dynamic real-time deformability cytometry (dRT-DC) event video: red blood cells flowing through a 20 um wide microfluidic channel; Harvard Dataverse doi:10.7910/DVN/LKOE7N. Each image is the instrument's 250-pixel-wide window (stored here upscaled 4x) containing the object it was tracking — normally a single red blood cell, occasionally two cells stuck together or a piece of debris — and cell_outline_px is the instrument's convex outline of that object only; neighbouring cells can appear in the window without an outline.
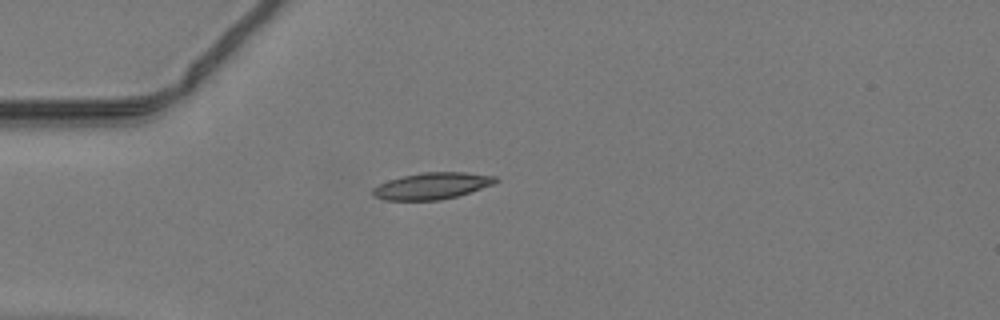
{"species": "common noctule bat (a hibernating species)", "species_latin": "Nyctalus noctula", "temperature_condition": "warm", "stored_images_in_passage": 35, "camera_frame_rate_fps": 3000, "um_per_image_px": 0.085, "animal": {"sex": "male", "body_mass_g": 19.2, "forearm_length_mm": 51.8}, "frame": {"image": 1, "passage_image": 1, "time_ms": 0.0, "image_size_px": [1000, 320], "cell_outline_px": [[500, 180], [492, 184], [456, 196], [440, 200], [384, 200], [372, 196], [372, 188], [388, 180], [420, 172], [464, 172], [496, 176]], "centroid_in_image_um": [36.68, 15.8], "position_along_channel_um": 48.3, "area_um2": 18.9}}
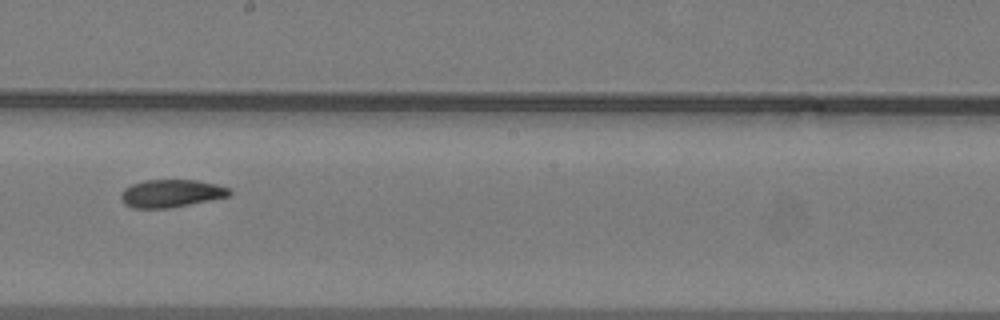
{"frame": {"image": 2, "passage_image": 15, "time_ms": 4.667, "image_size_px": [1000, 320], "cell_outline_px": [[232, 192], [228, 196], [168, 208], [132, 208], [124, 204], [120, 200], [120, 196], [124, 188], [132, 184], [144, 180], [196, 180], [216, 184], [228, 188]], "centroid_in_image_um": [14.49, 16.43], "position_along_channel_um": 233.7, "area_um2": 17.4}}
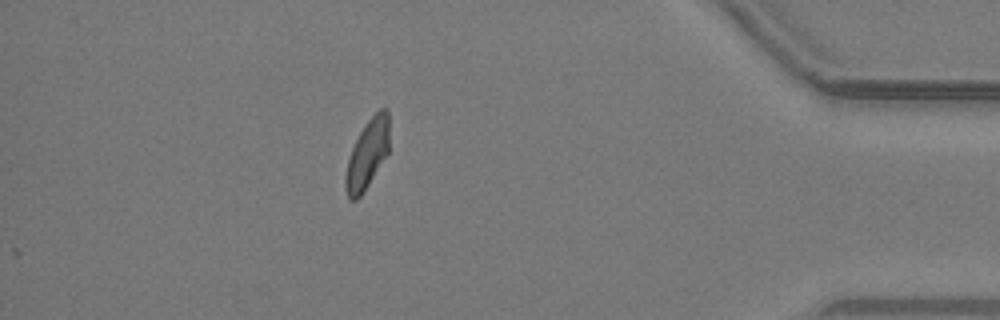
{"frame": {"image": 3, "passage_image": 30, "time_ms": 9.667, "image_size_px": [1000, 320], "cell_outline_px": [[388, 152], [368, 184], [360, 196], [356, 200], [348, 200], [344, 188], [344, 180], [348, 160], [352, 148], [360, 132], [368, 120], [380, 108], [388, 108]], "centroid_in_image_um": [31.2, 13.12], "position_along_channel_um": 404.0, "area_um2": 17.28}}